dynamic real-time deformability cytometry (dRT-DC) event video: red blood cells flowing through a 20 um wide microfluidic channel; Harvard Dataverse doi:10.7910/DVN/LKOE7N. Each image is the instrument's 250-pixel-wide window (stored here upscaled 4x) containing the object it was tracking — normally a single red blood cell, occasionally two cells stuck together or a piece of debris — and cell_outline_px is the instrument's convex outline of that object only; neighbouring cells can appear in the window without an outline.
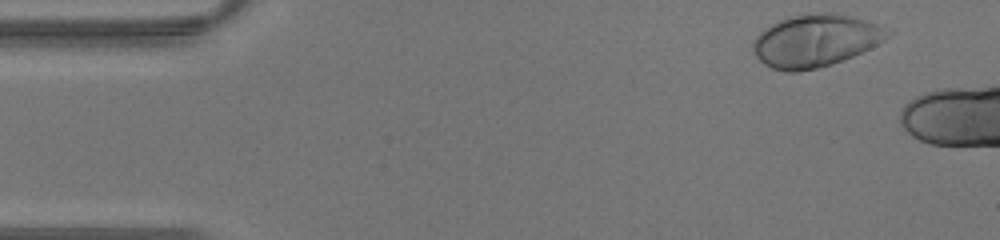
{"species": "human", "species_latin": "Homo sapiens", "temperature_condition": "warm", "stored_images_in_passage": 5, "camera_frame_rate_fps": 3000, "um_per_image_px": 0.085, "donor": {"sex": "male"}, "frame": {"image": 1, "passage_image": 1, "time_ms": 0.0, "image_size_px": [1000, 240], "cell_outline_px": [[896, 32], [884, 40], [852, 56], [832, 64], [816, 68], [796, 72], [784, 72], [772, 68], [764, 64], [752, 52], [752, 40], [764, 28], [776, 20], [788, 16], [816, 12], [832, 12], [868, 20]], "centroid_in_image_um": [69.29, 3.43], "position_along_channel_um": 15.7, "area_um2": 41.56}}